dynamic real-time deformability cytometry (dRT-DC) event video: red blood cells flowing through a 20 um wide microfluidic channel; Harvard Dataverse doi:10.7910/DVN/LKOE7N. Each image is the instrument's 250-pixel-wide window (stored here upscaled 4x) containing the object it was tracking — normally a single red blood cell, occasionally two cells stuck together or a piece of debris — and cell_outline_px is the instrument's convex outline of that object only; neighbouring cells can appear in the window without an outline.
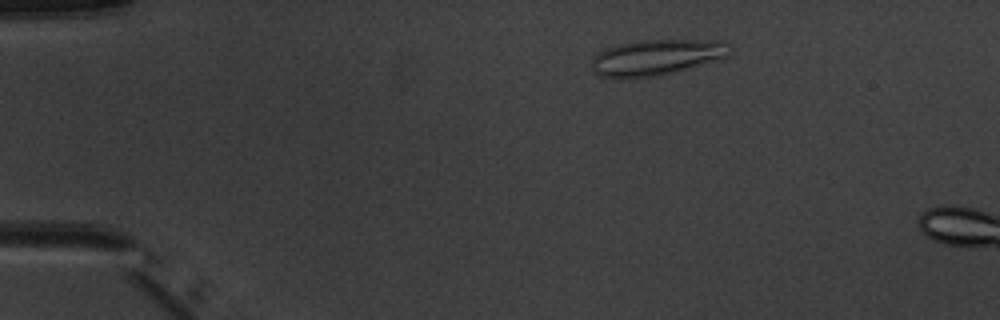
{"species": "common noctule bat (a hibernating species)", "species_latin": "Nyctalus noctula", "temperature_condition": "warm", "stored_images_in_passage": 3, "camera_frame_rate_fps": 3000, "um_per_image_px": 0.085, "animal": {"sex": "male", "body_mass_g": 20.1, "forearm_length_mm": 53.5}, "frame": {"image": 1, "passage_image": 2, "time_ms": 1.0, "image_size_px": [1000, 320], "cell_outline_px": [[732, 52], [728, 56], [716, 60], [688, 68], [656, 76], [620, 80], [600, 76], [592, 72], [592, 56], [596, 52], [604, 48], [620, 44], [640, 40], [724, 40], [728, 44]], "centroid_in_image_um": [55.73, 4.88], "position_along_channel_um": 29.3, "area_um2": 29.3}}